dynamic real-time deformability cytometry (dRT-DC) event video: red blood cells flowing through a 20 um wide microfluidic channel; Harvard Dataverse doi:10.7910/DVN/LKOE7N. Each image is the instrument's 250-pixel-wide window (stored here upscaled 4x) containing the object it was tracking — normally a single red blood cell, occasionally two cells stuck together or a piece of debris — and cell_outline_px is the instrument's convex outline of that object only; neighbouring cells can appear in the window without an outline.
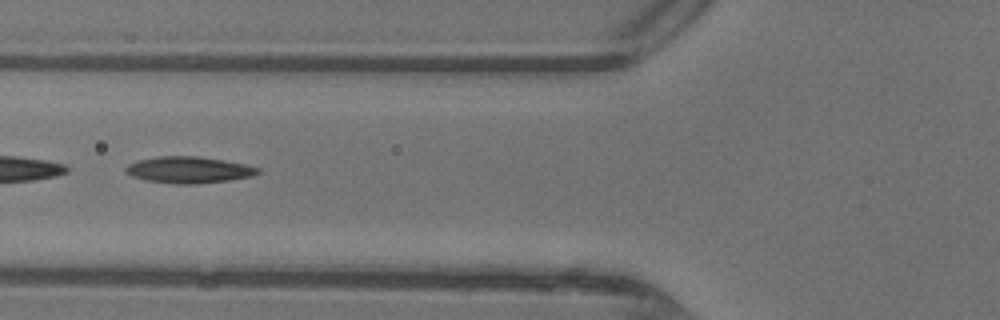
{"species": "common noctule bat (a hibernating species)", "species_latin": "Nyctalus noctula", "temperature_condition": "warm", "stored_images_in_passage": 12, "camera_frame_rate_fps": 3000, "um_per_image_px": 0.085, "animal": {"sex": "female"}, "frame": {"image": 1, "passage_image": 7, "time_ms": 2.0, "image_size_px": [1000, 320], "cell_outline_px": [[260, 172], [252, 176], [228, 180], [196, 184], [172, 184], [144, 180], [132, 176], [124, 172], [124, 168], [128, 164], [140, 160], [156, 156], [196, 156], [224, 160], [244, 164], [260, 168]], "centroid_in_image_um": [16.01, 14.44], "position_along_channel_um": 109.8, "area_um2": 20.46}}
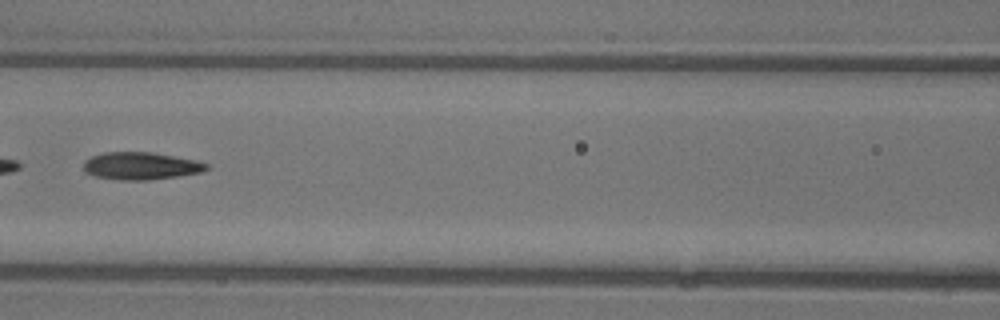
{"frame": {"image": 2, "passage_image": 10, "time_ms": 3.0, "image_size_px": [1000, 320], "cell_outline_px": [[208, 168], [204, 172], [148, 180], [120, 180], [96, 176], [84, 172], [84, 160], [92, 156], [104, 152], [152, 152], [196, 160], [208, 164]], "centroid_in_image_um": [11.97, 14.1], "position_along_channel_um": 154.6, "area_um2": 19.65}}